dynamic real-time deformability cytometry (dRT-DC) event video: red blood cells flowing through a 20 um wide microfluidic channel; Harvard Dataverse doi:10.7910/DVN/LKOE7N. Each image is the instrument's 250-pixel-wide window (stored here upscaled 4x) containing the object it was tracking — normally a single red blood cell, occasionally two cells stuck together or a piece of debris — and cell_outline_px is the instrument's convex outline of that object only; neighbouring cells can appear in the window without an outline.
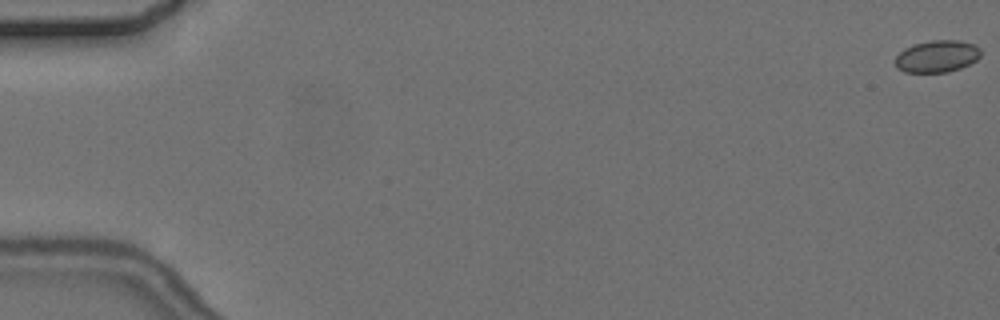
{"species": "common noctule bat (a hibernating species)", "species_latin": "Nyctalus noctula", "temperature_condition": "cold", "stored_images_in_passage": 6, "camera_frame_rate_fps": 3000, "um_per_image_px": 0.085, "animal": {"sex": "female", "body_mass_g": 24.6, "forearm_length_mm": 56.2}, "frame": {"image": 1, "passage_image": 1, "time_ms": 0.0, "image_size_px": [1000, 320], "cell_outline_px": [[980, 56], [976, 60], [960, 68], [948, 72], [904, 72], [896, 68], [896, 56], [904, 48], [912, 44], [932, 40], [956, 40], [972, 44], [980, 48]], "centroid_in_image_um": [79.62, 4.79], "position_along_channel_um": 5.4, "area_um2": 15.9}}
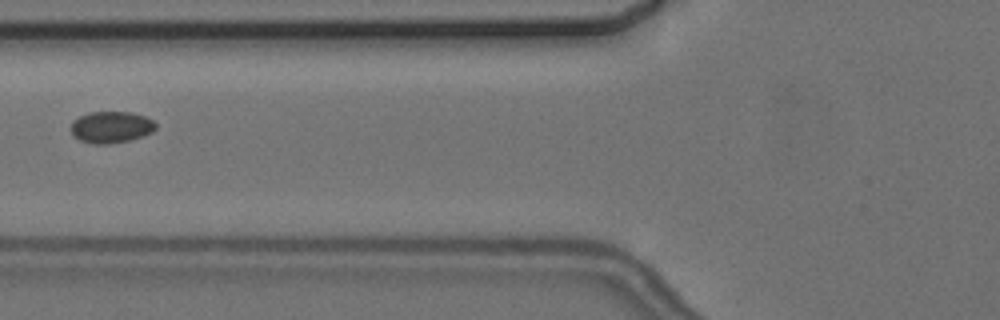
{"frame": {"image": 2, "passage_image": 6, "time_ms": 7.667, "image_size_px": [1000, 320], "cell_outline_px": [[156, 128], [152, 132], [144, 136], [128, 140], [108, 144], [96, 144], [80, 140], [72, 136], [72, 124], [80, 116], [88, 112], [132, 112], [144, 116], [152, 120], [156, 124]], "centroid_in_image_um": [9.47, 10.8], "position_along_channel_um": 116.3, "area_um2": 15.49}}